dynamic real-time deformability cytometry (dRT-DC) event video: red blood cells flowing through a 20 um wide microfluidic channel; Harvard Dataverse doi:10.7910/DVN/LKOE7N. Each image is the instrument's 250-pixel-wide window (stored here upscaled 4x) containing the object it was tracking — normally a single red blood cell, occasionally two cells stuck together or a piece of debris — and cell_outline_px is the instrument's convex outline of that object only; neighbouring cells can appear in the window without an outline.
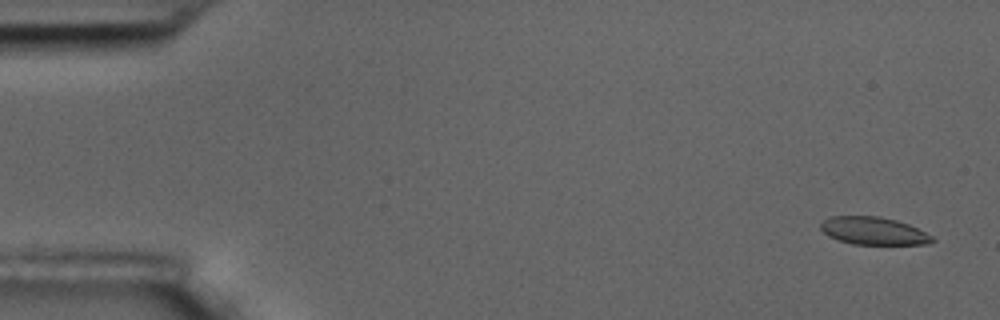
{"species": "common noctule bat (a hibernating species)", "species_latin": "Nyctalus noctula", "temperature_condition": "room temperature", "stored_images_in_passage": 5, "camera_frame_rate_fps": 3000, "um_per_image_px": 0.085, "animal": {"sex": "male", "body_mass_g": 17.5, "forearm_length_mm": 52.3}, "frame": {"image": 1, "passage_image": 1, "time_ms": 0.0, "image_size_px": [1000, 320], "cell_outline_px": [[936, 240], [928, 244], [852, 244], [828, 236], [820, 228], [820, 224], [828, 216], [880, 216], [896, 220], [908, 224], [932, 236]], "centroid_in_image_um": [74.23, 19.62], "position_along_channel_um": 10.8, "area_um2": 17.92}}
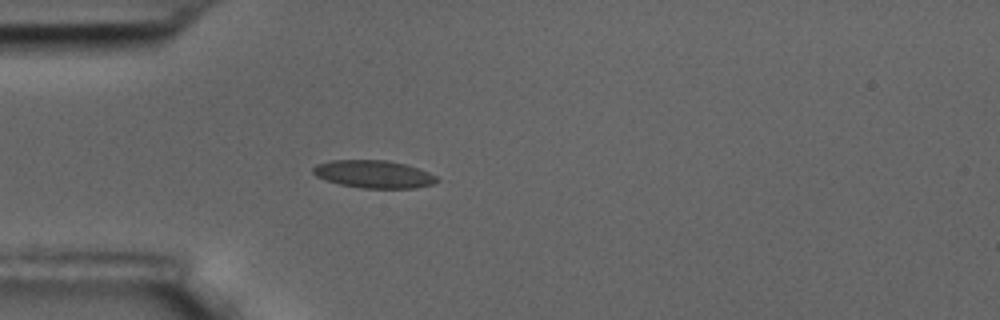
{"frame": {"image": 2, "passage_image": 5, "time_ms": 1.333, "image_size_px": [1000, 320], "cell_outline_px": [[440, 180], [432, 184], [412, 188], [360, 188], [340, 184], [316, 176], [312, 172], [312, 168], [316, 164], [332, 160], [384, 160], [404, 164], [428, 172], [436, 176]], "centroid_in_image_um": [31.74, 14.8], "position_along_channel_um": 53.3, "area_um2": 19.77}}